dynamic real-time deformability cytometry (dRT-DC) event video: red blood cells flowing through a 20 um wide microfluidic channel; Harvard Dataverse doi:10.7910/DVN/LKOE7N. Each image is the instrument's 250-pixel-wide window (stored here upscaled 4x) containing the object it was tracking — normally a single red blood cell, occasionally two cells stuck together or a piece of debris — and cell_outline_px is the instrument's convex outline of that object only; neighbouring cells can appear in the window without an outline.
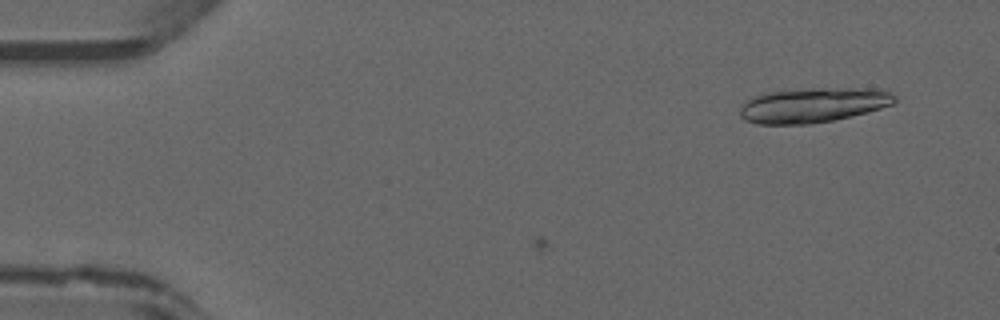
{"species": "common noctule bat (a hibernating species)", "species_latin": "Nyctalus noctula", "temperature_condition": "warm", "stored_images_in_passage": 10, "camera_frame_rate_fps": 3000, "um_per_image_px": 0.085, "animal": {"sex": "male", "forearm_length_mm": 52.5}, "frame": {"image": 1, "passage_image": 10, "time_ms": 3.0, "image_size_px": [1000, 320], "cell_outline_px": [[896, 100], [892, 104], [880, 108], [852, 116], [832, 120], [808, 124], [756, 124], [744, 120], [740, 116], [740, 108], [744, 100], [752, 96], [764, 92], [812, 88], [888, 88], [896, 96]], "centroid_in_image_um": [69.11, 8.91], "position_along_channel_um": 15.9, "area_um2": 31.91}}